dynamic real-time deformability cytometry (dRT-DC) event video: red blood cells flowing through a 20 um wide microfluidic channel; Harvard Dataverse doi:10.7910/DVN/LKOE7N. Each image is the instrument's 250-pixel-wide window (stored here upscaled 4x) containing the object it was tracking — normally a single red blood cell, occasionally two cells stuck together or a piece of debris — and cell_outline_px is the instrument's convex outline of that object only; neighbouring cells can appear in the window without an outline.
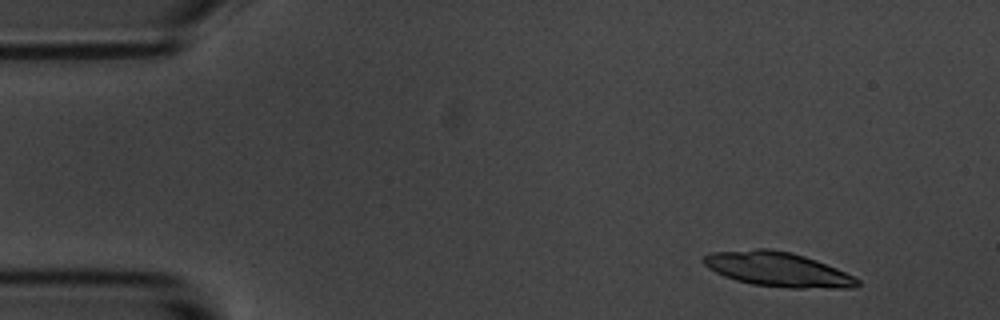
{"species": "common noctule bat (a hibernating species)", "species_latin": "Nyctalus noctula", "temperature_condition": "room temperature", "stored_images_in_passage": 52, "camera_frame_rate_fps": 3000, "um_per_image_px": 0.085, "animal": {"sex": "male", "body_mass_g": 20.1, "forearm_length_mm": 53.5}, "frame": {"image": 1, "passage_image": 1, "time_ms": 0.0, "image_size_px": [1000, 320], "cell_outline_px": [[860, 284], [856, 288], [788, 288], [752, 284], [736, 280], [724, 276], [708, 268], [700, 260], [704, 256], [712, 252], [756, 248], [768, 248], [788, 252], [804, 256], [816, 260], [836, 268], [860, 280]], "centroid_in_image_um": [66.09, 22.89], "position_along_channel_um": 18.9, "area_um2": 30.92}}